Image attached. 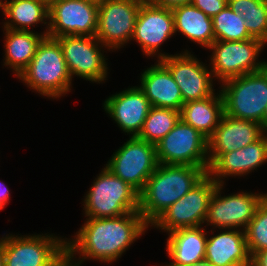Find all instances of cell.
I'll list each match as a JSON object with an SVG mask.
<instances>
[{"label":"cell","mask_w":267,"mask_h":266,"mask_svg":"<svg viewBox=\"0 0 267 266\" xmlns=\"http://www.w3.org/2000/svg\"><path fill=\"white\" fill-rule=\"evenodd\" d=\"M175 33L180 32L186 38L202 47L209 48L215 41L213 20L195 6L181 5L172 9Z\"/></svg>","instance_id":"obj_25"},{"label":"cell","mask_w":267,"mask_h":266,"mask_svg":"<svg viewBox=\"0 0 267 266\" xmlns=\"http://www.w3.org/2000/svg\"><path fill=\"white\" fill-rule=\"evenodd\" d=\"M207 233L202 226L169 232L166 250L173 262L165 266H187L205 259Z\"/></svg>","instance_id":"obj_22"},{"label":"cell","mask_w":267,"mask_h":266,"mask_svg":"<svg viewBox=\"0 0 267 266\" xmlns=\"http://www.w3.org/2000/svg\"><path fill=\"white\" fill-rule=\"evenodd\" d=\"M127 140L106 164L107 169L140 193L158 167L156 145L137 136Z\"/></svg>","instance_id":"obj_8"},{"label":"cell","mask_w":267,"mask_h":266,"mask_svg":"<svg viewBox=\"0 0 267 266\" xmlns=\"http://www.w3.org/2000/svg\"><path fill=\"white\" fill-rule=\"evenodd\" d=\"M0 266H3V249H2V239L0 238Z\"/></svg>","instance_id":"obj_36"},{"label":"cell","mask_w":267,"mask_h":266,"mask_svg":"<svg viewBox=\"0 0 267 266\" xmlns=\"http://www.w3.org/2000/svg\"><path fill=\"white\" fill-rule=\"evenodd\" d=\"M235 13L241 14L248 33L267 44V3L263 0H228Z\"/></svg>","instance_id":"obj_27"},{"label":"cell","mask_w":267,"mask_h":266,"mask_svg":"<svg viewBox=\"0 0 267 266\" xmlns=\"http://www.w3.org/2000/svg\"><path fill=\"white\" fill-rule=\"evenodd\" d=\"M87 1H90V2H93V3H96V4H101L103 3L105 0H87Z\"/></svg>","instance_id":"obj_39"},{"label":"cell","mask_w":267,"mask_h":266,"mask_svg":"<svg viewBox=\"0 0 267 266\" xmlns=\"http://www.w3.org/2000/svg\"><path fill=\"white\" fill-rule=\"evenodd\" d=\"M267 45L262 40L251 38L243 41H214L208 48L211 72L214 79L224 82L247 73L262 70L267 61L257 60L263 47Z\"/></svg>","instance_id":"obj_7"},{"label":"cell","mask_w":267,"mask_h":266,"mask_svg":"<svg viewBox=\"0 0 267 266\" xmlns=\"http://www.w3.org/2000/svg\"><path fill=\"white\" fill-rule=\"evenodd\" d=\"M44 3H46L48 6H50L52 3H54L56 0H40Z\"/></svg>","instance_id":"obj_38"},{"label":"cell","mask_w":267,"mask_h":266,"mask_svg":"<svg viewBox=\"0 0 267 266\" xmlns=\"http://www.w3.org/2000/svg\"><path fill=\"white\" fill-rule=\"evenodd\" d=\"M103 104L105 112L131 137L139 135L152 107L138 86L109 96Z\"/></svg>","instance_id":"obj_18"},{"label":"cell","mask_w":267,"mask_h":266,"mask_svg":"<svg viewBox=\"0 0 267 266\" xmlns=\"http://www.w3.org/2000/svg\"><path fill=\"white\" fill-rule=\"evenodd\" d=\"M45 235L2 237L3 266H61L66 262V239Z\"/></svg>","instance_id":"obj_6"},{"label":"cell","mask_w":267,"mask_h":266,"mask_svg":"<svg viewBox=\"0 0 267 266\" xmlns=\"http://www.w3.org/2000/svg\"><path fill=\"white\" fill-rule=\"evenodd\" d=\"M215 41H243L253 38L245 27L244 18L227 5L212 17Z\"/></svg>","instance_id":"obj_29"},{"label":"cell","mask_w":267,"mask_h":266,"mask_svg":"<svg viewBox=\"0 0 267 266\" xmlns=\"http://www.w3.org/2000/svg\"><path fill=\"white\" fill-rule=\"evenodd\" d=\"M251 266H267V249L256 252L251 257Z\"/></svg>","instance_id":"obj_33"},{"label":"cell","mask_w":267,"mask_h":266,"mask_svg":"<svg viewBox=\"0 0 267 266\" xmlns=\"http://www.w3.org/2000/svg\"><path fill=\"white\" fill-rule=\"evenodd\" d=\"M217 185L207 174L187 194L168 207L151 226L166 233L181 228L203 226L209 201Z\"/></svg>","instance_id":"obj_10"},{"label":"cell","mask_w":267,"mask_h":266,"mask_svg":"<svg viewBox=\"0 0 267 266\" xmlns=\"http://www.w3.org/2000/svg\"><path fill=\"white\" fill-rule=\"evenodd\" d=\"M17 78L41 96L52 99L68 94L72 86L62 48L55 38L48 36L39 44L35 56Z\"/></svg>","instance_id":"obj_3"},{"label":"cell","mask_w":267,"mask_h":266,"mask_svg":"<svg viewBox=\"0 0 267 266\" xmlns=\"http://www.w3.org/2000/svg\"><path fill=\"white\" fill-rule=\"evenodd\" d=\"M224 114V101L219 90V93L208 98L184 103L180 110V119L209 139Z\"/></svg>","instance_id":"obj_23"},{"label":"cell","mask_w":267,"mask_h":266,"mask_svg":"<svg viewBox=\"0 0 267 266\" xmlns=\"http://www.w3.org/2000/svg\"><path fill=\"white\" fill-rule=\"evenodd\" d=\"M157 62L141 74L138 87L151 106L180 111L184 104L180 88L170 71L159 60Z\"/></svg>","instance_id":"obj_21"},{"label":"cell","mask_w":267,"mask_h":266,"mask_svg":"<svg viewBox=\"0 0 267 266\" xmlns=\"http://www.w3.org/2000/svg\"><path fill=\"white\" fill-rule=\"evenodd\" d=\"M10 201V190L4 183L0 181V210L8 204Z\"/></svg>","instance_id":"obj_34"},{"label":"cell","mask_w":267,"mask_h":266,"mask_svg":"<svg viewBox=\"0 0 267 266\" xmlns=\"http://www.w3.org/2000/svg\"><path fill=\"white\" fill-rule=\"evenodd\" d=\"M263 136L265 137V140L267 141V122L263 125Z\"/></svg>","instance_id":"obj_37"},{"label":"cell","mask_w":267,"mask_h":266,"mask_svg":"<svg viewBox=\"0 0 267 266\" xmlns=\"http://www.w3.org/2000/svg\"><path fill=\"white\" fill-rule=\"evenodd\" d=\"M61 266H73V265H71L70 263H68V262L66 261V262H64Z\"/></svg>","instance_id":"obj_41"},{"label":"cell","mask_w":267,"mask_h":266,"mask_svg":"<svg viewBox=\"0 0 267 266\" xmlns=\"http://www.w3.org/2000/svg\"><path fill=\"white\" fill-rule=\"evenodd\" d=\"M168 55L159 61L170 71L178 84L184 103L208 98L215 92L213 75L208 66L191 52ZM210 70V71H209Z\"/></svg>","instance_id":"obj_15"},{"label":"cell","mask_w":267,"mask_h":266,"mask_svg":"<svg viewBox=\"0 0 267 266\" xmlns=\"http://www.w3.org/2000/svg\"><path fill=\"white\" fill-rule=\"evenodd\" d=\"M179 119L180 111L152 106L137 137L156 145L174 128Z\"/></svg>","instance_id":"obj_28"},{"label":"cell","mask_w":267,"mask_h":266,"mask_svg":"<svg viewBox=\"0 0 267 266\" xmlns=\"http://www.w3.org/2000/svg\"><path fill=\"white\" fill-rule=\"evenodd\" d=\"M190 4L212 18L227 6L228 0H192Z\"/></svg>","instance_id":"obj_31"},{"label":"cell","mask_w":267,"mask_h":266,"mask_svg":"<svg viewBox=\"0 0 267 266\" xmlns=\"http://www.w3.org/2000/svg\"><path fill=\"white\" fill-rule=\"evenodd\" d=\"M98 4L87 0H56L49 6L47 36H96Z\"/></svg>","instance_id":"obj_13"},{"label":"cell","mask_w":267,"mask_h":266,"mask_svg":"<svg viewBox=\"0 0 267 266\" xmlns=\"http://www.w3.org/2000/svg\"><path fill=\"white\" fill-rule=\"evenodd\" d=\"M209 168L160 164L139 193V212L151 224L173 203L187 194L207 174Z\"/></svg>","instance_id":"obj_2"},{"label":"cell","mask_w":267,"mask_h":266,"mask_svg":"<svg viewBox=\"0 0 267 266\" xmlns=\"http://www.w3.org/2000/svg\"><path fill=\"white\" fill-rule=\"evenodd\" d=\"M225 114L264 125L267 103V66L260 71L228 79L221 84Z\"/></svg>","instance_id":"obj_5"},{"label":"cell","mask_w":267,"mask_h":266,"mask_svg":"<svg viewBox=\"0 0 267 266\" xmlns=\"http://www.w3.org/2000/svg\"><path fill=\"white\" fill-rule=\"evenodd\" d=\"M219 234L207 237L205 259L214 266H251V255L245 231L220 229Z\"/></svg>","instance_id":"obj_20"},{"label":"cell","mask_w":267,"mask_h":266,"mask_svg":"<svg viewBox=\"0 0 267 266\" xmlns=\"http://www.w3.org/2000/svg\"><path fill=\"white\" fill-rule=\"evenodd\" d=\"M266 162L267 141L262 136L259 140L241 149L221 154L209 166L208 175L218 184H224L225 177L248 175Z\"/></svg>","instance_id":"obj_19"},{"label":"cell","mask_w":267,"mask_h":266,"mask_svg":"<svg viewBox=\"0 0 267 266\" xmlns=\"http://www.w3.org/2000/svg\"><path fill=\"white\" fill-rule=\"evenodd\" d=\"M174 34L175 25L172 9L156 6L149 0H144L137 15L132 38L133 41L139 43L144 55L147 57L157 55L158 60L168 56L165 52L161 53L159 48Z\"/></svg>","instance_id":"obj_16"},{"label":"cell","mask_w":267,"mask_h":266,"mask_svg":"<svg viewBox=\"0 0 267 266\" xmlns=\"http://www.w3.org/2000/svg\"><path fill=\"white\" fill-rule=\"evenodd\" d=\"M144 0H105L98 5L96 38L109 49H120L132 40Z\"/></svg>","instance_id":"obj_11"},{"label":"cell","mask_w":267,"mask_h":266,"mask_svg":"<svg viewBox=\"0 0 267 266\" xmlns=\"http://www.w3.org/2000/svg\"><path fill=\"white\" fill-rule=\"evenodd\" d=\"M84 198L87 218H114L139 212V193L105 166Z\"/></svg>","instance_id":"obj_4"},{"label":"cell","mask_w":267,"mask_h":266,"mask_svg":"<svg viewBox=\"0 0 267 266\" xmlns=\"http://www.w3.org/2000/svg\"><path fill=\"white\" fill-rule=\"evenodd\" d=\"M187 266H214V265L211 264L208 260L203 259L201 261H198L196 263H193V264L187 265Z\"/></svg>","instance_id":"obj_35"},{"label":"cell","mask_w":267,"mask_h":266,"mask_svg":"<svg viewBox=\"0 0 267 266\" xmlns=\"http://www.w3.org/2000/svg\"><path fill=\"white\" fill-rule=\"evenodd\" d=\"M263 136V125L226 114L208 139L209 166L221 155L241 149Z\"/></svg>","instance_id":"obj_17"},{"label":"cell","mask_w":267,"mask_h":266,"mask_svg":"<svg viewBox=\"0 0 267 266\" xmlns=\"http://www.w3.org/2000/svg\"><path fill=\"white\" fill-rule=\"evenodd\" d=\"M148 226L140 212L114 218H86L75 236L66 240V261L73 266L82 265L85 259L112 263L145 233ZM76 254L82 256L79 261L75 259Z\"/></svg>","instance_id":"obj_1"},{"label":"cell","mask_w":267,"mask_h":266,"mask_svg":"<svg viewBox=\"0 0 267 266\" xmlns=\"http://www.w3.org/2000/svg\"><path fill=\"white\" fill-rule=\"evenodd\" d=\"M223 185L218 184L211 196L205 222L215 228L245 230L265 194L240 192L222 197Z\"/></svg>","instance_id":"obj_14"},{"label":"cell","mask_w":267,"mask_h":266,"mask_svg":"<svg viewBox=\"0 0 267 266\" xmlns=\"http://www.w3.org/2000/svg\"><path fill=\"white\" fill-rule=\"evenodd\" d=\"M152 4L167 9H174L181 5H188L192 0H149Z\"/></svg>","instance_id":"obj_32"},{"label":"cell","mask_w":267,"mask_h":266,"mask_svg":"<svg viewBox=\"0 0 267 266\" xmlns=\"http://www.w3.org/2000/svg\"><path fill=\"white\" fill-rule=\"evenodd\" d=\"M63 51L68 72L85 80L101 83L108 75L103 44L95 36H61L55 38ZM100 45V46H99ZM101 47V48H100Z\"/></svg>","instance_id":"obj_12"},{"label":"cell","mask_w":267,"mask_h":266,"mask_svg":"<svg viewBox=\"0 0 267 266\" xmlns=\"http://www.w3.org/2000/svg\"><path fill=\"white\" fill-rule=\"evenodd\" d=\"M267 122V103L265 105L264 124Z\"/></svg>","instance_id":"obj_40"},{"label":"cell","mask_w":267,"mask_h":266,"mask_svg":"<svg viewBox=\"0 0 267 266\" xmlns=\"http://www.w3.org/2000/svg\"><path fill=\"white\" fill-rule=\"evenodd\" d=\"M245 238L251 257L267 249V197L260 201L254 217L245 228Z\"/></svg>","instance_id":"obj_30"},{"label":"cell","mask_w":267,"mask_h":266,"mask_svg":"<svg viewBox=\"0 0 267 266\" xmlns=\"http://www.w3.org/2000/svg\"><path fill=\"white\" fill-rule=\"evenodd\" d=\"M0 8L8 19L4 28L28 31V27L42 23L49 30V6L40 0H4Z\"/></svg>","instance_id":"obj_26"},{"label":"cell","mask_w":267,"mask_h":266,"mask_svg":"<svg viewBox=\"0 0 267 266\" xmlns=\"http://www.w3.org/2000/svg\"><path fill=\"white\" fill-rule=\"evenodd\" d=\"M160 164L209 168L208 139L181 119L156 144Z\"/></svg>","instance_id":"obj_9"},{"label":"cell","mask_w":267,"mask_h":266,"mask_svg":"<svg viewBox=\"0 0 267 266\" xmlns=\"http://www.w3.org/2000/svg\"><path fill=\"white\" fill-rule=\"evenodd\" d=\"M5 31V58L4 65L9 66L15 76L19 74L31 62L39 44L47 36L48 31L43 34L35 31L13 30L4 28ZM12 67V68H11Z\"/></svg>","instance_id":"obj_24"}]
</instances>
